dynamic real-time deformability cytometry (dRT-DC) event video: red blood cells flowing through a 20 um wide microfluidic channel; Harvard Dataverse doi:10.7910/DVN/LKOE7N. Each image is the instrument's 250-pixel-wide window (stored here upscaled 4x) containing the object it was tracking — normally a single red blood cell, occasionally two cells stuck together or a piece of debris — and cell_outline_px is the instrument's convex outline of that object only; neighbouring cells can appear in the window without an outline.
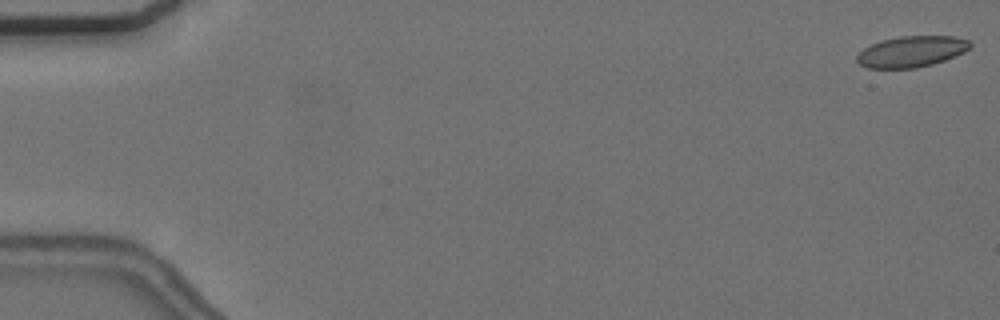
{"species": "common noctule bat (a hibernating species)", "species_latin": "Nyctalus noctula", "temperature_condition": "cold", "stored_images_in_passage": 6, "camera_frame_rate_fps": 3000, "um_per_image_px": 0.085, "animal": {"sex": "female", "body_mass_g": 24.6, "forearm_length_mm": 56.2}, "frame": {"image": 1, "passage_image": 1, "time_ms": 0.0, "image_size_px": [1000, 320], "cell_outline_px": [[972, 44], [964, 52], [944, 60], [932, 64], [916, 68], [868, 68], [860, 64], [856, 60], [856, 56], [864, 48], [880, 40], [900, 36], [952, 36], [972, 40]], "centroid_in_image_um": [77.48, 4.37], "position_along_channel_um": 7.5, "area_um2": 20.46}}
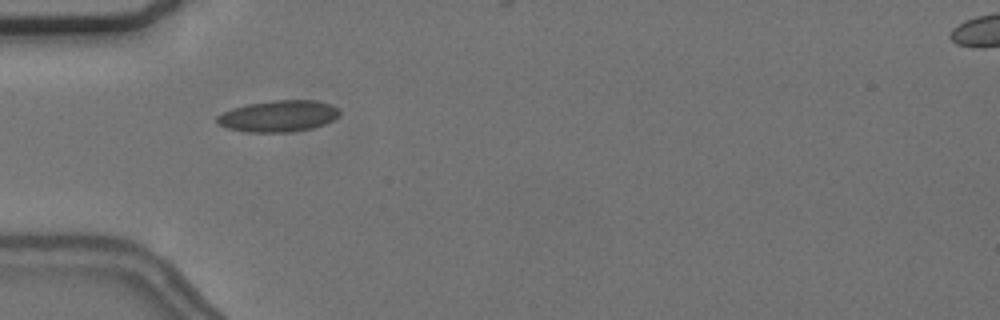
{"frame": {"image": 2, "passage_image": 5, "time_ms": 5.667, "image_size_px": [1000, 320], "cell_outline_px": [[340, 116], [324, 124], [312, 128], [292, 132], [244, 132], [228, 128], [216, 124], [216, 116], [232, 108], [248, 104], [272, 100], [312, 100], [332, 104], [340, 112]], "centroid_in_image_um": [23.65, 9.87], "position_along_channel_um": 61.4, "area_um2": 22.54}}